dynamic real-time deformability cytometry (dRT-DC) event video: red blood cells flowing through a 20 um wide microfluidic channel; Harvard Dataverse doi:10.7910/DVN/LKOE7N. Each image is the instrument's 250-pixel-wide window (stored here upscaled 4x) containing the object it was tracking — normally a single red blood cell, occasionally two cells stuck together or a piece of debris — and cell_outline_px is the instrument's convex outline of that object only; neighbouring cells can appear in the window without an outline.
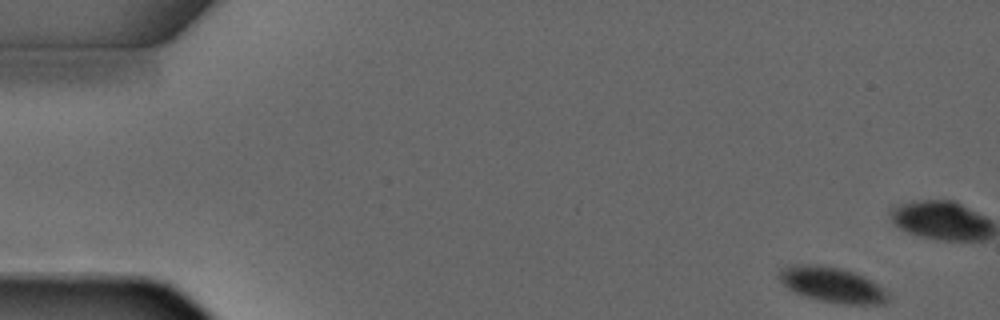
{"species": "common noctule bat (a hibernating species)", "species_latin": "Nyctalus noctula", "temperature_condition": "warm", "stored_images_in_passage": 4, "camera_frame_rate_fps": 3000, "um_per_image_px": 0.085, "animal": {"sex": "male", "forearm_length_mm": 52.5}, "frame": {"image": 1, "passage_image": 1, "time_ms": 0.0, "image_size_px": [1000, 320], "cell_outline_px": [[888, 300], [884, 304], [844, 304], [820, 300], [796, 292], [788, 288], [776, 276], [780, 268], [792, 264], [816, 264], [840, 268], [864, 276], [872, 280], [888, 296]], "centroid_in_image_um": [70.68, 24.18], "position_along_channel_um": 14.3, "area_um2": 22.14}}